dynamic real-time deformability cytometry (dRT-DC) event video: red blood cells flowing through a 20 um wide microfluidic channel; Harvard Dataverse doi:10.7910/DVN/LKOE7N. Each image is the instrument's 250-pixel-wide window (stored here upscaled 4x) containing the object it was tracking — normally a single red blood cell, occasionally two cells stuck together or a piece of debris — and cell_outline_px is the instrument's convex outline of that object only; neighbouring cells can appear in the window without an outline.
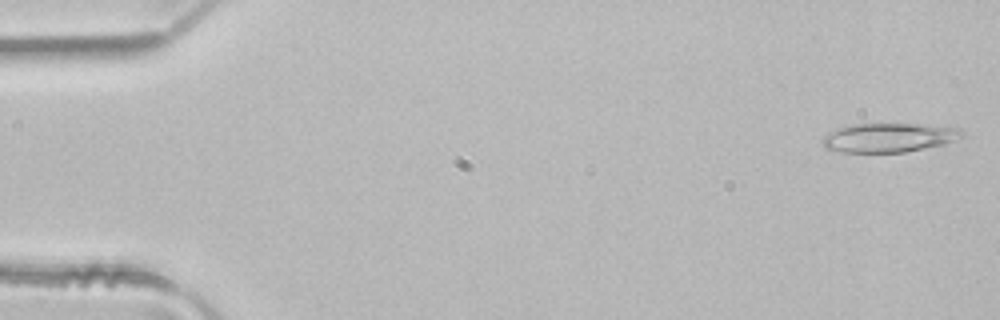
{"species": "common noctule bat (a hibernating species)", "species_latin": "Nyctalus noctula", "temperature_condition": "room temperature", "stored_images_in_passage": 3, "camera_frame_rate_fps": 3000, "um_per_image_px": 0.085, "animal": {"sex": "male", "body_mass_g": 21.5, "forearm_length_mm": 52.0}, "frame": {"image": 1, "passage_image": 1, "time_ms": 0.0, "image_size_px": [1000, 320], "cell_outline_px": [[964, 136], [944, 144], [904, 152], [840, 152], [828, 148], [820, 140], [824, 136], [840, 128], [856, 124], [920, 124], [960, 128], [964, 132]], "centroid_in_image_um": [75.6, 11.7], "position_along_channel_um": 9.4, "area_um2": 23.29}}
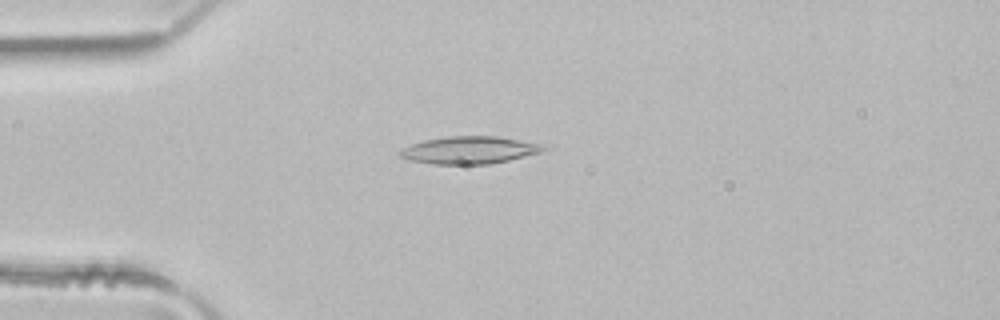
{"frame": {"image": 2, "passage_image": 3, "time_ms": 0.667, "image_size_px": [1000, 320], "cell_outline_px": [[548, 148], [544, 152], [508, 160], [488, 164], [432, 164], [412, 160], [400, 156], [396, 152], [412, 144], [424, 140], [444, 136], [496, 136], [520, 140], [540, 144]], "centroid_in_image_um": [39.91, 12.75], "position_along_channel_um": 45.1, "area_um2": 22.89}}